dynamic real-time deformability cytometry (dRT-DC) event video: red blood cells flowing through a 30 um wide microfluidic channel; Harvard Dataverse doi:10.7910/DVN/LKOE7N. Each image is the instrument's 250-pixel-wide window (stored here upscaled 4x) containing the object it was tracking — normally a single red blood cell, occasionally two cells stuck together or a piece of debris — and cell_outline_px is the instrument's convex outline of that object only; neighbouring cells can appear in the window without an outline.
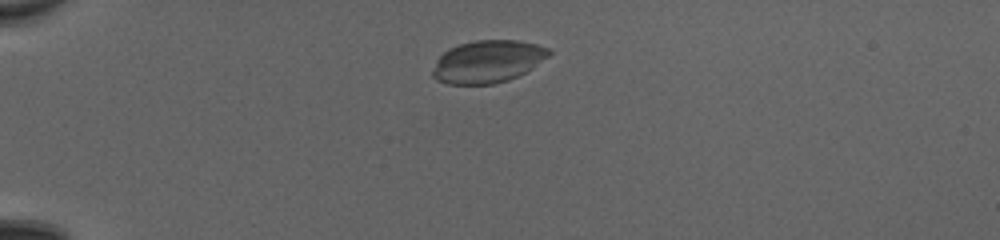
{"species": "common noctule bat (a hibernating species)", "species_latin": "Nyctalus noctula", "temperature_condition": "cold", "stored_images_in_passage": 38, "camera_frame_rate_fps": 3000, "um_per_image_px": 0.085, "animal": {"sex": "female", "body_mass_g": 20.0, "forearm_length_mm": 54.0}, "frame": {"image": 1, "passage_image": 1, "time_ms": 0.0, "image_size_px": [1000, 240], "cell_outline_px": [[552, 52], [548, 56], [532, 68], [508, 80], [492, 84], [448, 84], [436, 80], [432, 76], [432, 72], [436, 60], [448, 48], [460, 44], [476, 40], [520, 40], [536, 44], [548, 48]], "centroid_in_image_um": [41.43, 5.23], "position_along_channel_um": 43.6, "area_um2": 28.67}}
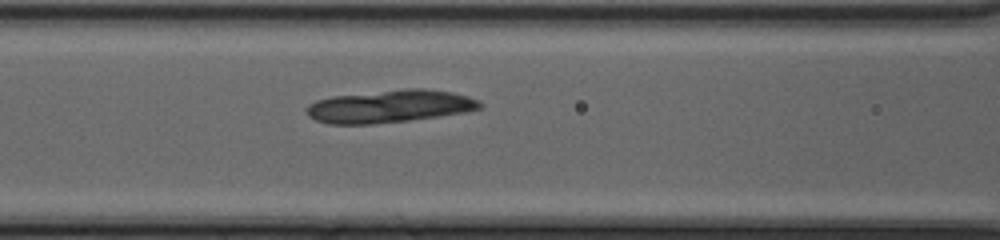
{"frame": {"image": 2, "passage_image": 11, "time_ms": 3.333, "image_size_px": [1000, 240], "cell_outline_px": [[484, 104], [480, 108], [468, 112], [408, 120], [372, 124], [328, 124], [316, 120], [308, 116], [308, 104], [316, 100], [332, 96], [404, 88], [424, 88], [452, 92], [468, 96], [480, 100]], "centroid_in_image_um": [33.17, 9.03], "position_along_channel_um": 133.4, "area_um2": 33.12}}
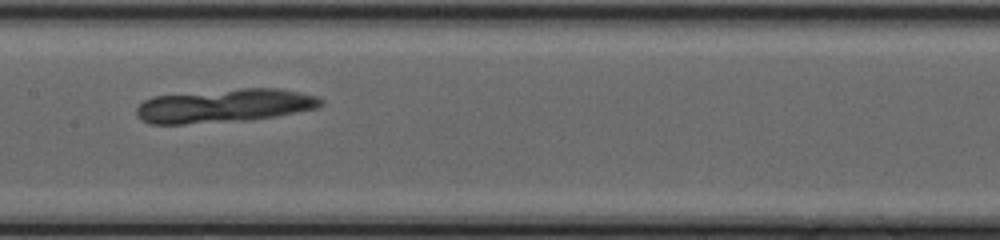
{"frame": {"image": 3, "passage_image": 15, "time_ms": 4.667, "image_size_px": [1000, 240], "cell_outline_px": [[324, 104], [320, 108], [276, 116], [248, 120], [184, 124], [148, 124], [140, 120], [136, 116], [136, 108], [144, 100], [152, 96], [240, 88], [280, 88], [316, 96], [324, 100]], "centroid_in_image_um": [19.08, 8.99], "position_along_channel_um": 188.3, "area_um2": 36.47}}